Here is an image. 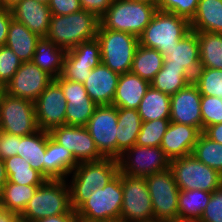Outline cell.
Listing matches in <instances>:
<instances>
[{
	"label": "cell",
	"mask_w": 222,
	"mask_h": 222,
	"mask_svg": "<svg viewBox=\"0 0 222 222\" xmlns=\"http://www.w3.org/2000/svg\"><path fill=\"white\" fill-rule=\"evenodd\" d=\"M118 173L119 162L114 158L79 163L71 173V183H68L73 210L89 200L92 192L109 184Z\"/></svg>",
	"instance_id": "6da1fadb"
},
{
	"label": "cell",
	"mask_w": 222,
	"mask_h": 222,
	"mask_svg": "<svg viewBox=\"0 0 222 222\" xmlns=\"http://www.w3.org/2000/svg\"><path fill=\"white\" fill-rule=\"evenodd\" d=\"M99 24V18L86 10L69 15H52L45 38L67 51L80 43L94 40Z\"/></svg>",
	"instance_id": "7a4b0ae2"
},
{
	"label": "cell",
	"mask_w": 222,
	"mask_h": 222,
	"mask_svg": "<svg viewBox=\"0 0 222 222\" xmlns=\"http://www.w3.org/2000/svg\"><path fill=\"white\" fill-rule=\"evenodd\" d=\"M66 181L67 179H46L37 188L18 218L32 222L51 216L73 213L70 188Z\"/></svg>",
	"instance_id": "3957f363"
},
{
	"label": "cell",
	"mask_w": 222,
	"mask_h": 222,
	"mask_svg": "<svg viewBox=\"0 0 222 222\" xmlns=\"http://www.w3.org/2000/svg\"><path fill=\"white\" fill-rule=\"evenodd\" d=\"M157 10V5L145 2L113 0L99 21L104 29L121 31L139 37Z\"/></svg>",
	"instance_id": "277c9868"
},
{
	"label": "cell",
	"mask_w": 222,
	"mask_h": 222,
	"mask_svg": "<svg viewBox=\"0 0 222 222\" xmlns=\"http://www.w3.org/2000/svg\"><path fill=\"white\" fill-rule=\"evenodd\" d=\"M191 31L190 21L171 12L157 10L151 22L139 36V44L161 54L177 45Z\"/></svg>",
	"instance_id": "5b68a950"
},
{
	"label": "cell",
	"mask_w": 222,
	"mask_h": 222,
	"mask_svg": "<svg viewBox=\"0 0 222 222\" xmlns=\"http://www.w3.org/2000/svg\"><path fill=\"white\" fill-rule=\"evenodd\" d=\"M96 38L100 43L101 63L118 74L130 72L139 37L104 29L99 24Z\"/></svg>",
	"instance_id": "8992f818"
},
{
	"label": "cell",
	"mask_w": 222,
	"mask_h": 222,
	"mask_svg": "<svg viewBox=\"0 0 222 222\" xmlns=\"http://www.w3.org/2000/svg\"><path fill=\"white\" fill-rule=\"evenodd\" d=\"M121 172L104 188L92 192L89 200L85 201L75 212L79 219L97 222H120L123 201Z\"/></svg>",
	"instance_id": "52a82bcc"
},
{
	"label": "cell",
	"mask_w": 222,
	"mask_h": 222,
	"mask_svg": "<svg viewBox=\"0 0 222 222\" xmlns=\"http://www.w3.org/2000/svg\"><path fill=\"white\" fill-rule=\"evenodd\" d=\"M170 169L180 190L213 192L222 185V175L193 155L170 160Z\"/></svg>",
	"instance_id": "ba28073f"
},
{
	"label": "cell",
	"mask_w": 222,
	"mask_h": 222,
	"mask_svg": "<svg viewBox=\"0 0 222 222\" xmlns=\"http://www.w3.org/2000/svg\"><path fill=\"white\" fill-rule=\"evenodd\" d=\"M38 130L34 102L4 92L0 100V131L22 137Z\"/></svg>",
	"instance_id": "9c48e42d"
},
{
	"label": "cell",
	"mask_w": 222,
	"mask_h": 222,
	"mask_svg": "<svg viewBox=\"0 0 222 222\" xmlns=\"http://www.w3.org/2000/svg\"><path fill=\"white\" fill-rule=\"evenodd\" d=\"M121 183L124 196L120 222H155L145 178L121 173Z\"/></svg>",
	"instance_id": "30bf717a"
},
{
	"label": "cell",
	"mask_w": 222,
	"mask_h": 222,
	"mask_svg": "<svg viewBox=\"0 0 222 222\" xmlns=\"http://www.w3.org/2000/svg\"><path fill=\"white\" fill-rule=\"evenodd\" d=\"M150 193L155 222L178 217L179 191L172 170L154 173L145 178Z\"/></svg>",
	"instance_id": "8fae6325"
},
{
	"label": "cell",
	"mask_w": 222,
	"mask_h": 222,
	"mask_svg": "<svg viewBox=\"0 0 222 222\" xmlns=\"http://www.w3.org/2000/svg\"><path fill=\"white\" fill-rule=\"evenodd\" d=\"M118 162L122 174L144 178L170 168V159L160 147L136 144L128 148Z\"/></svg>",
	"instance_id": "7c38bea8"
},
{
	"label": "cell",
	"mask_w": 222,
	"mask_h": 222,
	"mask_svg": "<svg viewBox=\"0 0 222 222\" xmlns=\"http://www.w3.org/2000/svg\"><path fill=\"white\" fill-rule=\"evenodd\" d=\"M117 122L118 107L98 105L85 126L104 158L117 159Z\"/></svg>",
	"instance_id": "4fadbf2b"
},
{
	"label": "cell",
	"mask_w": 222,
	"mask_h": 222,
	"mask_svg": "<svg viewBox=\"0 0 222 222\" xmlns=\"http://www.w3.org/2000/svg\"><path fill=\"white\" fill-rule=\"evenodd\" d=\"M48 133L55 142L67 148L78 163L99 161L104 158L85 126L65 124L50 129Z\"/></svg>",
	"instance_id": "5bb4252c"
},
{
	"label": "cell",
	"mask_w": 222,
	"mask_h": 222,
	"mask_svg": "<svg viewBox=\"0 0 222 222\" xmlns=\"http://www.w3.org/2000/svg\"><path fill=\"white\" fill-rule=\"evenodd\" d=\"M101 63L100 43L95 38L67 50L61 76L64 79L84 83L93 68Z\"/></svg>",
	"instance_id": "9a60e30c"
},
{
	"label": "cell",
	"mask_w": 222,
	"mask_h": 222,
	"mask_svg": "<svg viewBox=\"0 0 222 222\" xmlns=\"http://www.w3.org/2000/svg\"><path fill=\"white\" fill-rule=\"evenodd\" d=\"M53 81V78L32 61L22 62L12 79L6 84L5 92L11 96L33 102Z\"/></svg>",
	"instance_id": "2e32d148"
},
{
	"label": "cell",
	"mask_w": 222,
	"mask_h": 222,
	"mask_svg": "<svg viewBox=\"0 0 222 222\" xmlns=\"http://www.w3.org/2000/svg\"><path fill=\"white\" fill-rule=\"evenodd\" d=\"M34 104L39 129L49 131L56 126L65 125L67 101L63 90L54 79Z\"/></svg>",
	"instance_id": "e0dca14e"
},
{
	"label": "cell",
	"mask_w": 222,
	"mask_h": 222,
	"mask_svg": "<svg viewBox=\"0 0 222 222\" xmlns=\"http://www.w3.org/2000/svg\"><path fill=\"white\" fill-rule=\"evenodd\" d=\"M54 80L67 101L65 124L86 126L98 105L87 95L84 84L64 79L61 75Z\"/></svg>",
	"instance_id": "ac0fdd59"
},
{
	"label": "cell",
	"mask_w": 222,
	"mask_h": 222,
	"mask_svg": "<svg viewBox=\"0 0 222 222\" xmlns=\"http://www.w3.org/2000/svg\"><path fill=\"white\" fill-rule=\"evenodd\" d=\"M201 96L193 82L170 96V121L197 127L202 132Z\"/></svg>",
	"instance_id": "d6986e66"
},
{
	"label": "cell",
	"mask_w": 222,
	"mask_h": 222,
	"mask_svg": "<svg viewBox=\"0 0 222 222\" xmlns=\"http://www.w3.org/2000/svg\"><path fill=\"white\" fill-rule=\"evenodd\" d=\"M201 133L197 127L170 121L160 148L170 160L192 155Z\"/></svg>",
	"instance_id": "ffe728a7"
},
{
	"label": "cell",
	"mask_w": 222,
	"mask_h": 222,
	"mask_svg": "<svg viewBox=\"0 0 222 222\" xmlns=\"http://www.w3.org/2000/svg\"><path fill=\"white\" fill-rule=\"evenodd\" d=\"M120 74L100 63L93 68L85 80L87 95L97 105H112Z\"/></svg>",
	"instance_id": "44dd1931"
},
{
	"label": "cell",
	"mask_w": 222,
	"mask_h": 222,
	"mask_svg": "<svg viewBox=\"0 0 222 222\" xmlns=\"http://www.w3.org/2000/svg\"><path fill=\"white\" fill-rule=\"evenodd\" d=\"M164 57L163 66L183 67L194 77L200 67V53L198 36L195 31H190L176 46L162 53Z\"/></svg>",
	"instance_id": "7402d4cb"
},
{
	"label": "cell",
	"mask_w": 222,
	"mask_h": 222,
	"mask_svg": "<svg viewBox=\"0 0 222 222\" xmlns=\"http://www.w3.org/2000/svg\"><path fill=\"white\" fill-rule=\"evenodd\" d=\"M14 19L24 24L31 32L45 38L49 31L51 10L37 0H22L11 8Z\"/></svg>",
	"instance_id": "603a6c76"
},
{
	"label": "cell",
	"mask_w": 222,
	"mask_h": 222,
	"mask_svg": "<svg viewBox=\"0 0 222 222\" xmlns=\"http://www.w3.org/2000/svg\"><path fill=\"white\" fill-rule=\"evenodd\" d=\"M79 163L73 154L64 146L55 142L46 131L45 162L43 176L46 179L65 180Z\"/></svg>",
	"instance_id": "cb8c5ba5"
},
{
	"label": "cell",
	"mask_w": 222,
	"mask_h": 222,
	"mask_svg": "<svg viewBox=\"0 0 222 222\" xmlns=\"http://www.w3.org/2000/svg\"><path fill=\"white\" fill-rule=\"evenodd\" d=\"M150 82L131 72L120 74L112 105L125 109H138L150 87Z\"/></svg>",
	"instance_id": "d4e9b609"
},
{
	"label": "cell",
	"mask_w": 222,
	"mask_h": 222,
	"mask_svg": "<svg viewBox=\"0 0 222 222\" xmlns=\"http://www.w3.org/2000/svg\"><path fill=\"white\" fill-rule=\"evenodd\" d=\"M41 37L24 24L12 18L5 46L10 48L22 62L32 61Z\"/></svg>",
	"instance_id": "484cf974"
},
{
	"label": "cell",
	"mask_w": 222,
	"mask_h": 222,
	"mask_svg": "<svg viewBox=\"0 0 222 222\" xmlns=\"http://www.w3.org/2000/svg\"><path fill=\"white\" fill-rule=\"evenodd\" d=\"M142 120L137 109L118 107L117 122V160L128 149L136 144Z\"/></svg>",
	"instance_id": "4316f807"
},
{
	"label": "cell",
	"mask_w": 222,
	"mask_h": 222,
	"mask_svg": "<svg viewBox=\"0 0 222 222\" xmlns=\"http://www.w3.org/2000/svg\"><path fill=\"white\" fill-rule=\"evenodd\" d=\"M66 52L46 38H41L37 43L32 62L56 79L62 74Z\"/></svg>",
	"instance_id": "83f0119b"
},
{
	"label": "cell",
	"mask_w": 222,
	"mask_h": 222,
	"mask_svg": "<svg viewBox=\"0 0 222 222\" xmlns=\"http://www.w3.org/2000/svg\"><path fill=\"white\" fill-rule=\"evenodd\" d=\"M190 26L192 31L222 34V0H199Z\"/></svg>",
	"instance_id": "f1b7e54d"
},
{
	"label": "cell",
	"mask_w": 222,
	"mask_h": 222,
	"mask_svg": "<svg viewBox=\"0 0 222 222\" xmlns=\"http://www.w3.org/2000/svg\"><path fill=\"white\" fill-rule=\"evenodd\" d=\"M39 186L18 185L7 181L0 191V203L6 214L19 217Z\"/></svg>",
	"instance_id": "f546056e"
},
{
	"label": "cell",
	"mask_w": 222,
	"mask_h": 222,
	"mask_svg": "<svg viewBox=\"0 0 222 222\" xmlns=\"http://www.w3.org/2000/svg\"><path fill=\"white\" fill-rule=\"evenodd\" d=\"M137 110L142 122L170 119V96L150 86Z\"/></svg>",
	"instance_id": "4dcf8cb0"
},
{
	"label": "cell",
	"mask_w": 222,
	"mask_h": 222,
	"mask_svg": "<svg viewBox=\"0 0 222 222\" xmlns=\"http://www.w3.org/2000/svg\"><path fill=\"white\" fill-rule=\"evenodd\" d=\"M191 82H193V77L185 68L163 66L150 82V85L158 91L172 96Z\"/></svg>",
	"instance_id": "1f68e13d"
},
{
	"label": "cell",
	"mask_w": 222,
	"mask_h": 222,
	"mask_svg": "<svg viewBox=\"0 0 222 222\" xmlns=\"http://www.w3.org/2000/svg\"><path fill=\"white\" fill-rule=\"evenodd\" d=\"M164 64L163 55L156 49L137 46L130 72L151 82Z\"/></svg>",
	"instance_id": "d6a6232c"
},
{
	"label": "cell",
	"mask_w": 222,
	"mask_h": 222,
	"mask_svg": "<svg viewBox=\"0 0 222 222\" xmlns=\"http://www.w3.org/2000/svg\"><path fill=\"white\" fill-rule=\"evenodd\" d=\"M3 161L9 182L18 185L40 186L46 180L39 171L31 167L30 162L19 155H14Z\"/></svg>",
	"instance_id": "836d02e7"
},
{
	"label": "cell",
	"mask_w": 222,
	"mask_h": 222,
	"mask_svg": "<svg viewBox=\"0 0 222 222\" xmlns=\"http://www.w3.org/2000/svg\"><path fill=\"white\" fill-rule=\"evenodd\" d=\"M46 130H38L28 135L20 136L19 151L17 155L23 157L33 169L43 175V162H45Z\"/></svg>",
	"instance_id": "e575fe53"
},
{
	"label": "cell",
	"mask_w": 222,
	"mask_h": 222,
	"mask_svg": "<svg viewBox=\"0 0 222 222\" xmlns=\"http://www.w3.org/2000/svg\"><path fill=\"white\" fill-rule=\"evenodd\" d=\"M195 32L199 42L200 67L222 70V34Z\"/></svg>",
	"instance_id": "d590c367"
},
{
	"label": "cell",
	"mask_w": 222,
	"mask_h": 222,
	"mask_svg": "<svg viewBox=\"0 0 222 222\" xmlns=\"http://www.w3.org/2000/svg\"><path fill=\"white\" fill-rule=\"evenodd\" d=\"M211 192L201 190H180L178 217L200 220L211 198Z\"/></svg>",
	"instance_id": "8d00e7d4"
},
{
	"label": "cell",
	"mask_w": 222,
	"mask_h": 222,
	"mask_svg": "<svg viewBox=\"0 0 222 222\" xmlns=\"http://www.w3.org/2000/svg\"><path fill=\"white\" fill-rule=\"evenodd\" d=\"M192 155L222 175V144L211 140L202 132L194 146Z\"/></svg>",
	"instance_id": "74e56055"
},
{
	"label": "cell",
	"mask_w": 222,
	"mask_h": 222,
	"mask_svg": "<svg viewBox=\"0 0 222 222\" xmlns=\"http://www.w3.org/2000/svg\"><path fill=\"white\" fill-rule=\"evenodd\" d=\"M193 83L201 95L216 96L222 99V70L200 68L193 77Z\"/></svg>",
	"instance_id": "f35d334b"
},
{
	"label": "cell",
	"mask_w": 222,
	"mask_h": 222,
	"mask_svg": "<svg viewBox=\"0 0 222 222\" xmlns=\"http://www.w3.org/2000/svg\"><path fill=\"white\" fill-rule=\"evenodd\" d=\"M170 124V119L142 122L136 145L160 147L162 138Z\"/></svg>",
	"instance_id": "ab89813d"
},
{
	"label": "cell",
	"mask_w": 222,
	"mask_h": 222,
	"mask_svg": "<svg viewBox=\"0 0 222 222\" xmlns=\"http://www.w3.org/2000/svg\"><path fill=\"white\" fill-rule=\"evenodd\" d=\"M202 132L211 125L222 123V99L216 96H201Z\"/></svg>",
	"instance_id": "60d3db41"
},
{
	"label": "cell",
	"mask_w": 222,
	"mask_h": 222,
	"mask_svg": "<svg viewBox=\"0 0 222 222\" xmlns=\"http://www.w3.org/2000/svg\"><path fill=\"white\" fill-rule=\"evenodd\" d=\"M199 0H159L157 9L174 13L189 21L194 17Z\"/></svg>",
	"instance_id": "b9f144b4"
},
{
	"label": "cell",
	"mask_w": 222,
	"mask_h": 222,
	"mask_svg": "<svg viewBox=\"0 0 222 222\" xmlns=\"http://www.w3.org/2000/svg\"><path fill=\"white\" fill-rule=\"evenodd\" d=\"M22 61L7 46L0 47V84L4 87L21 66Z\"/></svg>",
	"instance_id": "7bdbcfd3"
},
{
	"label": "cell",
	"mask_w": 222,
	"mask_h": 222,
	"mask_svg": "<svg viewBox=\"0 0 222 222\" xmlns=\"http://www.w3.org/2000/svg\"><path fill=\"white\" fill-rule=\"evenodd\" d=\"M199 222H222V185L212 192Z\"/></svg>",
	"instance_id": "ee69618b"
},
{
	"label": "cell",
	"mask_w": 222,
	"mask_h": 222,
	"mask_svg": "<svg viewBox=\"0 0 222 222\" xmlns=\"http://www.w3.org/2000/svg\"><path fill=\"white\" fill-rule=\"evenodd\" d=\"M20 136L0 131V158L5 160L19 151Z\"/></svg>",
	"instance_id": "f6af8a7d"
},
{
	"label": "cell",
	"mask_w": 222,
	"mask_h": 222,
	"mask_svg": "<svg viewBox=\"0 0 222 222\" xmlns=\"http://www.w3.org/2000/svg\"><path fill=\"white\" fill-rule=\"evenodd\" d=\"M48 6L52 15H69L82 10L80 0H50Z\"/></svg>",
	"instance_id": "bcb514c9"
},
{
	"label": "cell",
	"mask_w": 222,
	"mask_h": 222,
	"mask_svg": "<svg viewBox=\"0 0 222 222\" xmlns=\"http://www.w3.org/2000/svg\"><path fill=\"white\" fill-rule=\"evenodd\" d=\"M112 2L113 0H80L82 10L94 14L99 19L107 12Z\"/></svg>",
	"instance_id": "7dc6e473"
},
{
	"label": "cell",
	"mask_w": 222,
	"mask_h": 222,
	"mask_svg": "<svg viewBox=\"0 0 222 222\" xmlns=\"http://www.w3.org/2000/svg\"><path fill=\"white\" fill-rule=\"evenodd\" d=\"M11 9L0 6V47L5 46L11 19Z\"/></svg>",
	"instance_id": "c3c4849f"
},
{
	"label": "cell",
	"mask_w": 222,
	"mask_h": 222,
	"mask_svg": "<svg viewBox=\"0 0 222 222\" xmlns=\"http://www.w3.org/2000/svg\"><path fill=\"white\" fill-rule=\"evenodd\" d=\"M32 222H79V217L76 212L70 214H62L57 216H51L39 220H34Z\"/></svg>",
	"instance_id": "681fc988"
},
{
	"label": "cell",
	"mask_w": 222,
	"mask_h": 222,
	"mask_svg": "<svg viewBox=\"0 0 222 222\" xmlns=\"http://www.w3.org/2000/svg\"><path fill=\"white\" fill-rule=\"evenodd\" d=\"M203 133L211 140L222 144V123L206 127Z\"/></svg>",
	"instance_id": "f907efd6"
},
{
	"label": "cell",
	"mask_w": 222,
	"mask_h": 222,
	"mask_svg": "<svg viewBox=\"0 0 222 222\" xmlns=\"http://www.w3.org/2000/svg\"><path fill=\"white\" fill-rule=\"evenodd\" d=\"M7 182V174L3 159L0 158V191L4 184Z\"/></svg>",
	"instance_id": "816d5d0a"
},
{
	"label": "cell",
	"mask_w": 222,
	"mask_h": 222,
	"mask_svg": "<svg viewBox=\"0 0 222 222\" xmlns=\"http://www.w3.org/2000/svg\"><path fill=\"white\" fill-rule=\"evenodd\" d=\"M21 1L22 0H0V6L11 9L13 6Z\"/></svg>",
	"instance_id": "f5cc1de1"
},
{
	"label": "cell",
	"mask_w": 222,
	"mask_h": 222,
	"mask_svg": "<svg viewBox=\"0 0 222 222\" xmlns=\"http://www.w3.org/2000/svg\"><path fill=\"white\" fill-rule=\"evenodd\" d=\"M167 222H199V221L196 219H191V218L176 217V218L169 220Z\"/></svg>",
	"instance_id": "db71d44e"
},
{
	"label": "cell",
	"mask_w": 222,
	"mask_h": 222,
	"mask_svg": "<svg viewBox=\"0 0 222 222\" xmlns=\"http://www.w3.org/2000/svg\"><path fill=\"white\" fill-rule=\"evenodd\" d=\"M134 1L145 2V3H148V4L157 5L159 0H134Z\"/></svg>",
	"instance_id": "11a10c76"
},
{
	"label": "cell",
	"mask_w": 222,
	"mask_h": 222,
	"mask_svg": "<svg viewBox=\"0 0 222 222\" xmlns=\"http://www.w3.org/2000/svg\"><path fill=\"white\" fill-rule=\"evenodd\" d=\"M14 218V216L7 214L0 222H11Z\"/></svg>",
	"instance_id": "9f6ffc18"
},
{
	"label": "cell",
	"mask_w": 222,
	"mask_h": 222,
	"mask_svg": "<svg viewBox=\"0 0 222 222\" xmlns=\"http://www.w3.org/2000/svg\"><path fill=\"white\" fill-rule=\"evenodd\" d=\"M6 211L4 209V207L2 206V204L0 203V220H2L5 216H6Z\"/></svg>",
	"instance_id": "6f0895ef"
},
{
	"label": "cell",
	"mask_w": 222,
	"mask_h": 222,
	"mask_svg": "<svg viewBox=\"0 0 222 222\" xmlns=\"http://www.w3.org/2000/svg\"><path fill=\"white\" fill-rule=\"evenodd\" d=\"M5 92V88L2 84H0V100H1V97H2V94Z\"/></svg>",
	"instance_id": "680465c9"
},
{
	"label": "cell",
	"mask_w": 222,
	"mask_h": 222,
	"mask_svg": "<svg viewBox=\"0 0 222 222\" xmlns=\"http://www.w3.org/2000/svg\"><path fill=\"white\" fill-rule=\"evenodd\" d=\"M11 222H27V221L21 220L17 217V218H14Z\"/></svg>",
	"instance_id": "91938a15"
},
{
	"label": "cell",
	"mask_w": 222,
	"mask_h": 222,
	"mask_svg": "<svg viewBox=\"0 0 222 222\" xmlns=\"http://www.w3.org/2000/svg\"><path fill=\"white\" fill-rule=\"evenodd\" d=\"M38 2L44 3V4H49L50 0H37Z\"/></svg>",
	"instance_id": "94428289"
},
{
	"label": "cell",
	"mask_w": 222,
	"mask_h": 222,
	"mask_svg": "<svg viewBox=\"0 0 222 222\" xmlns=\"http://www.w3.org/2000/svg\"><path fill=\"white\" fill-rule=\"evenodd\" d=\"M79 222H97V221H85L83 219H79Z\"/></svg>",
	"instance_id": "6125c7cd"
}]
</instances>
